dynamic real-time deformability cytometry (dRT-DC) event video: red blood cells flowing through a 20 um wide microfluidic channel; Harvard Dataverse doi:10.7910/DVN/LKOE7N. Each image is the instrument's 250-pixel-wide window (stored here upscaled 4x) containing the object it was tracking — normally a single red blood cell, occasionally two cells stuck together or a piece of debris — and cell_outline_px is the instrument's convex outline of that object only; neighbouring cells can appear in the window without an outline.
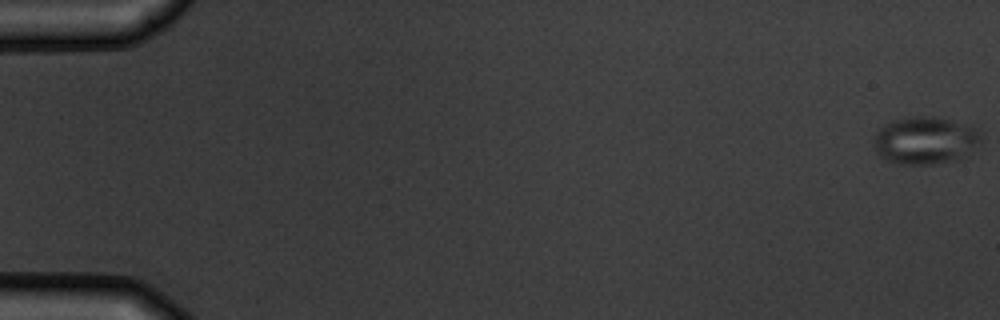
{"species": "common noctule bat (a hibernating species)", "species_latin": "Nyctalus noctula", "temperature_condition": "warm", "stored_images_in_passage": 10, "camera_frame_rate_fps": 3000, "um_per_image_px": 0.085, "animal": {"sex": "male", "body_mass_g": 19.5, "forearm_length_mm": 54.6}, "frame": {"image": 1, "passage_image": 1, "time_ms": 0.0, "image_size_px": [1000, 320], "cell_outline_px": [[980, 144], [968, 156], [956, 160], [932, 164], [896, 164], [888, 160], [876, 148], [872, 140], [876, 132], [880, 128], [896, 120], [908, 116], [932, 116], [972, 124], [980, 132]], "centroid_in_image_um": [78.72, 11.92], "position_along_channel_um": 6.3, "area_um2": 29.88}}
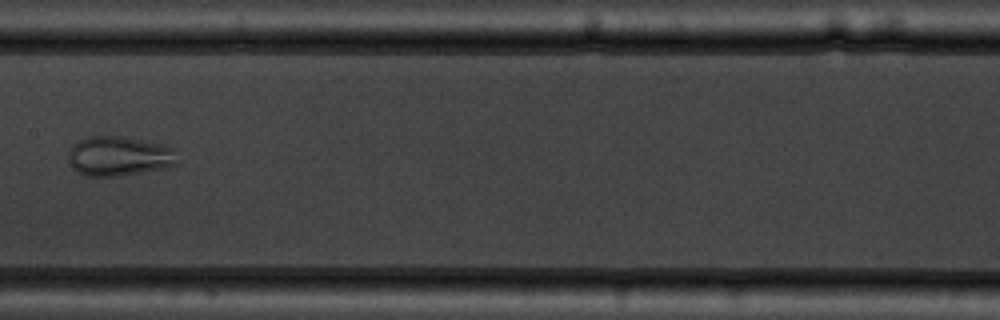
{"frame": {"image": 2, "passage_image": 9, "time_ms": 9.333, "image_size_px": [1000, 320], "cell_outline_px": [[176, 164], [164, 168], [116, 176], [84, 176], [72, 168], [68, 160], [68, 152], [80, 140], [88, 136], [120, 136], [164, 144], [172, 148]], "centroid_in_image_um": [10.07, 13.27], "position_along_channel_um": 197.3, "area_um2": 24.85}}